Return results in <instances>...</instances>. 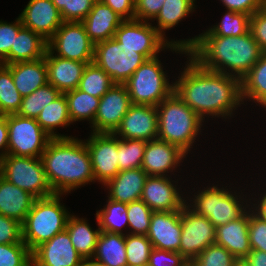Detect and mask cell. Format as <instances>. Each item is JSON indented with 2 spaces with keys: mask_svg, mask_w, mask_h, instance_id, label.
I'll list each match as a JSON object with an SVG mask.
<instances>
[{
  "mask_svg": "<svg viewBox=\"0 0 266 266\" xmlns=\"http://www.w3.org/2000/svg\"><path fill=\"white\" fill-rule=\"evenodd\" d=\"M188 58L186 68L174 83V92L201 119L206 115L232 117L233 111L242 104L241 80L206 70Z\"/></svg>",
  "mask_w": 266,
  "mask_h": 266,
  "instance_id": "1",
  "label": "cell"
},
{
  "mask_svg": "<svg viewBox=\"0 0 266 266\" xmlns=\"http://www.w3.org/2000/svg\"><path fill=\"white\" fill-rule=\"evenodd\" d=\"M170 44L187 50V56L200 67L240 80L263 53L250 31L240 36H195L186 40H172Z\"/></svg>",
  "mask_w": 266,
  "mask_h": 266,
  "instance_id": "2",
  "label": "cell"
},
{
  "mask_svg": "<svg viewBox=\"0 0 266 266\" xmlns=\"http://www.w3.org/2000/svg\"><path fill=\"white\" fill-rule=\"evenodd\" d=\"M40 158L54 194L70 193L95 182L90 153L81 139L52 138Z\"/></svg>",
  "mask_w": 266,
  "mask_h": 266,
  "instance_id": "3",
  "label": "cell"
},
{
  "mask_svg": "<svg viewBox=\"0 0 266 266\" xmlns=\"http://www.w3.org/2000/svg\"><path fill=\"white\" fill-rule=\"evenodd\" d=\"M156 107L158 111L157 139L174 144L188 154L197 135L201 132L204 120L175 92Z\"/></svg>",
  "mask_w": 266,
  "mask_h": 266,
  "instance_id": "4",
  "label": "cell"
},
{
  "mask_svg": "<svg viewBox=\"0 0 266 266\" xmlns=\"http://www.w3.org/2000/svg\"><path fill=\"white\" fill-rule=\"evenodd\" d=\"M61 194L35 199L22 227V241L31 252L66 229L70 214L60 203Z\"/></svg>",
  "mask_w": 266,
  "mask_h": 266,
  "instance_id": "5",
  "label": "cell"
},
{
  "mask_svg": "<svg viewBox=\"0 0 266 266\" xmlns=\"http://www.w3.org/2000/svg\"><path fill=\"white\" fill-rule=\"evenodd\" d=\"M158 56L146 59L124 83L131 104L157 106L174 92Z\"/></svg>",
  "mask_w": 266,
  "mask_h": 266,
  "instance_id": "6",
  "label": "cell"
},
{
  "mask_svg": "<svg viewBox=\"0 0 266 266\" xmlns=\"http://www.w3.org/2000/svg\"><path fill=\"white\" fill-rule=\"evenodd\" d=\"M227 190L226 187L224 189V187L219 188L215 185L207 186L205 190H198V194L193 195L194 198L191 200L193 205L190 203L187 206L196 214L208 218L215 228L225 225L241 217L247 211L246 208H250L247 204L248 200H243L241 195ZM243 202H246L247 206L243 205Z\"/></svg>",
  "mask_w": 266,
  "mask_h": 266,
  "instance_id": "7",
  "label": "cell"
},
{
  "mask_svg": "<svg viewBox=\"0 0 266 266\" xmlns=\"http://www.w3.org/2000/svg\"><path fill=\"white\" fill-rule=\"evenodd\" d=\"M114 38L118 41V46L124 52H138L146 59L158 56L165 48H170L176 53H184L187 50L171 45L170 42L163 37L158 30L147 21L124 20L115 32Z\"/></svg>",
  "mask_w": 266,
  "mask_h": 266,
  "instance_id": "8",
  "label": "cell"
},
{
  "mask_svg": "<svg viewBox=\"0 0 266 266\" xmlns=\"http://www.w3.org/2000/svg\"><path fill=\"white\" fill-rule=\"evenodd\" d=\"M0 175L36 199L54 195L40 157L7 154L0 160Z\"/></svg>",
  "mask_w": 266,
  "mask_h": 266,
  "instance_id": "9",
  "label": "cell"
},
{
  "mask_svg": "<svg viewBox=\"0 0 266 266\" xmlns=\"http://www.w3.org/2000/svg\"><path fill=\"white\" fill-rule=\"evenodd\" d=\"M7 154L23 157H41L52 139L34 118L17 114L7 115Z\"/></svg>",
  "mask_w": 266,
  "mask_h": 266,
  "instance_id": "10",
  "label": "cell"
},
{
  "mask_svg": "<svg viewBox=\"0 0 266 266\" xmlns=\"http://www.w3.org/2000/svg\"><path fill=\"white\" fill-rule=\"evenodd\" d=\"M146 58L138 52H124L113 37L94 45L93 62L103 69L114 83L124 84Z\"/></svg>",
  "mask_w": 266,
  "mask_h": 266,
  "instance_id": "11",
  "label": "cell"
},
{
  "mask_svg": "<svg viewBox=\"0 0 266 266\" xmlns=\"http://www.w3.org/2000/svg\"><path fill=\"white\" fill-rule=\"evenodd\" d=\"M180 219L179 253L191 262L209 245L215 244L216 228L208 218L196 214L187 204L180 210Z\"/></svg>",
  "mask_w": 266,
  "mask_h": 266,
  "instance_id": "12",
  "label": "cell"
},
{
  "mask_svg": "<svg viewBox=\"0 0 266 266\" xmlns=\"http://www.w3.org/2000/svg\"><path fill=\"white\" fill-rule=\"evenodd\" d=\"M94 43L82 22H63L48 41V49L58 57L80 62H93Z\"/></svg>",
  "mask_w": 266,
  "mask_h": 266,
  "instance_id": "13",
  "label": "cell"
},
{
  "mask_svg": "<svg viewBox=\"0 0 266 266\" xmlns=\"http://www.w3.org/2000/svg\"><path fill=\"white\" fill-rule=\"evenodd\" d=\"M85 143L90 153L95 181L105 185L120 171L118 137L113 133H92Z\"/></svg>",
  "mask_w": 266,
  "mask_h": 266,
  "instance_id": "14",
  "label": "cell"
},
{
  "mask_svg": "<svg viewBox=\"0 0 266 266\" xmlns=\"http://www.w3.org/2000/svg\"><path fill=\"white\" fill-rule=\"evenodd\" d=\"M131 105L125 84L114 85L100 98L93 133H114Z\"/></svg>",
  "mask_w": 266,
  "mask_h": 266,
  "instance_id": "15",
  "label": "cell"
},
{
  "mask_svg": "<svg viewBox=\"0 0 266 266\" xmlns=\"http://www.w3.org/2000/svg\"><path fill=\"white\" fill-rule=\"evenodd\" d=\"M121 139L155 140L158 137V111L156 106L131 104L113 133ZM119 135V136H117Z\"/></svg>",
  "mask_w": 266,
  "mask_h": 266,
  "instance_id": "16",
  "label": "cell"
},
{
  "mask_svg": "<svg viewBox=\"0 0 266 266\" xmlns=\"http://www.w3.org/2000/svg\"><path fill=\"white\" fill-rule=\"evenodd\" d=\"M83 260L66 229L32 252V266H81Z\"/></svg>",
  "mask_w": 266,
  "mask_h": 266,
  "instance_id": "17",
  "label": "cell"
},
{
  "mask_svg": "<svg viewBox=\"0 0 266 266\" xmlns=\"http://www.w3.org/2000/svg\"><path fill=\"white\" fill-rule=\"evenodd\" d=\"M169 177L148 176L142 190L141 200L152 211H176L181 210L188 202L179 193L177 185L172 183Z\"/></svg>",
  "mask_w": 266,
  "mask_h": 266,
  "instance_id": "18",
  "label": "cell"
},
{
  "mask_svg": "<svg viewBox=\"0 0 266 266\" xmlns=\"http://www.w3.org/2000/svg\"><path fill=\"white\" fill-rule=\"evenodd\" d=\"M186 155L187 153L174 144L159 139L150 140L146 143L141 168L148 176L167 177V173L180 166Z\"/></svg>",
  "mask_w": 266,
  "mask_h": 266,
  "instance_id": "19",
  "label": "cell"
},
{
  "mask_svg": "<svg viewBox=\"0 0 266 266\" xmlns=\"http://www.w3.org/2000/svg\"><path fill=\"white\" fill-rule=\"evenodd\" d=\"M22 25L49 41L64 22L51 0H30L19 15Z\"/></svg>",
  "mask_w": 266,
  "mask_h": 266,
  "instance_id": "20",
  "label": "cell"
},
{
  "mask_svg": "<svg viewBox=\"0 0 266 266\" xmlns=\"http://www.w3.org/2000/svg\"><path fill=\"white\" fill-rule=\"evenodd\" d=\"M181 232L180 210L153 211L146 236L153 248L179 252Z\"/></svg>",
  "mask_w": 266,
  "mask_h": 266,
  "instance_id": "21",
  "label": "cell"
},
{
  "mask_svg": "<svg viewBox=\"0 0 266 266\" xmlns=\"http://www.w3.org/2000/svg\"><path fill=\"white\" fill-rule=\"evenodd\" d=\"M47 49L45 62L48 70V84L53 85L62 94L78 88L83 71L88 63L64 59L53 55Z\"/></svg>",
  "mask_w": 266,
  "mask_h": 266,
  "instance_id": "22",
  "label": "cell"
},
{
  "mask_svg": "<svg viewBox=\"0 0 266 266\" xmlns=\"http://www.w3.org/2000/svg\"><path fill=\"white\" fill-rule=\"evenodd\" d=\"M248 226L249 208L238 219L216 228L215 244L226 248L237 260L244 259L251 251Z\"/></svg>",
  "mask_w": 266,
  "mask_h": 266,
  "instance_id": "23",
  "label": "cell"
},
{
  "mask_svg": "<svg viewBox=\"0 0 266 266\" xmlns=\"http://www.w3.org/2000/svg\"><path fill=\"white\" fill-rule=\"evenodd\" d=\"M123 21L108 5L97 0L82 23L90 40L96 44L112 39Z\"/></svg>",
  "mask_w": 266,
  "mask_h": 266,
  "instance_id": "24",
  "label": "cell"
},
{
  "mask_svg": "<svg viewBox=\"0 0 266 266\" xmlns=\"http://www.w3.org/2000/svg\"><path fill=\"white\" fill-rule=\"evenodd\" d=\"M12 74L13 82L22 97L48 84L45 57L35 61L16 62L5 65Z\"/></svg>",
  "mask_w": 266,
  "mask_h": 266,
  "instance_id": "25",
  "label": "cell"
},
{
  "mask_svg": "<svg viewBox=\"0 0 266 266\" xmlns=\"http://www.w3.org/2000/svg\"><path fill=\"white\" fill-rule=\"evenodd\" d=\"M148 174L142 168L119 171L105 186L108 198L117 202L131 203L141 200V194Z\"/></svg>",
  "mask_w": 266,
  "mask_h": 266,
  "instance_id": "26",
  "label": "cell"
},
{
  "mask_svg": "<svg viewBox=\"0 0 266 266\" xmlns=\"http://www.w3.org/2000/svg\"><path fill=\"white\" fill-rule=\"evenodd\" d=\"M36 198L0 175V214L23 223Z\"/></svg>",
  "mask_w": 266,
  "mask_h": 266,
  "instance_id": "27",
  "label": "cell"
},
{
  "mask_svg": "<svg viewBox=\"0 0 266 266\" xmlns=\"http://www.w3.org/2000/svg\"><path fill=\"white\" fill-rule=\"evenodd\" d=\"M48 41L31 29L22 27L8 53V64L35 61L45 57Z\"/></svg>",
  "mask_w": 266,
  "mask_h": 266,
  "instance_id": "28",
  "label": "cell"
},
{
  "mask_svg": "<svg viewBox=\"0 0 266 266\" xmlns=\"http://www.w3.org/2000/svg\"><path fill=\"white\" fill-rule=\"evenodd\" d=\"M66 230L70 235L74 248L82 258H93L101 233L99 227L94 231L84 218H78L70 214L67 220Z\"/></svg>",
  "mask_w": 266,
  "mask_h": 266,
  "instance_id": "29",
  "label": "cell"
},
{
  "mask_svg": "<svg viewBox=\"0 0 266 266\" xmlns=\"http://www.w3.org/2000/svg\"><path fill=\"white\" fill-rule=\"evenodd\" d=\"M93 259L106 266H128L125 234L101 231Z\"/></svg>",
  "mask_w": 266,
  "mask_h": 266,
  "instance_id": "30",
  "label": "cell"
},
{
  "mask_svg": "<svg viewBox=\"0 0 266 266\" xmlns=\"http://www.w3.org/2000/svg\"><path fill=\"white\" fill-rule=\"evenodd\" d=\"M241 97L243 104L244 100L251 99L266 107V53H262L260 59L241 79Z\"/></svg>",
  "mask_w": 266,
  "mask_h": 266,
  "instance_id": "31",
  "label": "cell"
},
{
  "mask_svg": "<svg viewBox=\"0 0 266 266\" xmlns=\"http://www.w3.org/2000/svg\"><path fill=\"white\" fill-rule=\"evenodd\" d=\"M42 129L52 138H69L54 132L57 127L69 126L72 122L68 112L65 94H61L53 102L44 107L36 118Z\"/></svg>",
  "mask_w": 266,
  "mask_h": 266,
  "instance_id": "32",
  "label": "cell"
},
{
  "mask_svg": "<svg viewBox=\"0 0 266 266\" xmlns=\"http://www.w3.org/2000/svg\"><path fill=\"white\" fill-rule=\"evenodd\" d=\"M196 0H165L157 16V26H154L164 37L165 30L176 26L184 17H187L195 9Z\"/></svg>",
  "mask_w": 266,
  "mask_h": 266,
  "instance_id": "33",
  "label": "cell"
},
{
  "mask_svg": "<svg viewBox=\"0 0 266 266\" xmlns=\"http://www.w3.org/2000/svg\"><path fill=\"white\" fill-rule=\"evenodd\" d=\"M68 103L71 122L87 120L94 122L100 98L91 96L78 88L64 93Z\"/></svg>",
  "mask_w": 266,
  "mask_h": 266,
  "instance_id": "34",
  "label": "cell"
},
{
  "mask_svg": "<svg viewBox=\"0 0 266 266\" xmlns=\"http://www.w3.org/2000/svg\"><path fill=\"white\" fill-rule=\"evenodd\" d=\"M96 220L101 231L124 234L121 228L128 226L127 204L108 198L105 207L96 212Z\"/></svg>",
  "mask_w": 266,
  "mask_h": 266,
  "instance_id": "35",
  "label": "cell"
},
{
  "mask_svg": "<svg viewBox=\"0 0 266 266\" xmlns=\"http://www.w3.org/2000/svg\"><path fill=\"white\" fill-rule=\"evenodd\" d=\"M62 93L53 85L46 84L45 86L36 89L33 93L22 98L20 108L17 115L25 118L36 119L42 109L53 102Z\"/></svg>",
  "mask_w": 266,
  "mask_h": 266,
  "instance_id": "36",
  "label": "cell"
},
{
  "mask_svg": "<svg viewBox=\"0 0 266 266\" xmlns=\"http://www.w3.org/2000/svg\"><path fill=\"white\" fill-rule=\"evenodd\" d=\"M220 23L210 27L199 36H240L249 32L250 16L232 10H226Z\"/></svg>",
  "mask_w": 266,
  "mask_h": 266,
  "instance_id": "37",
  "label": "cell"
},
{
  "mask_svg": "<svg viewBox=\"0 0 266 266\" xmlns=\"http://www.w3.org/2000/svg\"><path fill=\"white\" fill-rule=\"evenodd\" d=\"M113 85L111 77L94 62H91L83 71L78 89L91 96L101 98Z\"/></svg>",
  "mask_w": 266,
  "mask_h": 266,
  "instance_id": "38",
  "label": "cell"
},
{
  "mask_svg": "<svg viewBox=\"0 0 266 266\" xmlns=\"http://www.w3.org/2000/svg\"><path fill=\"white\" fill-rule=\"evenodd\" d=\"M22 98L14 85L11 71L3 65L0 68V115L17 114Z\"/></svg>",
  "mask_w": 266,
  "mask_h": 266,
  "instance_id": "39",
  "label": "cell"
},
{
  "mask_svg": "<svg viewBox=\"0 0 266 266\" xmlns=\"http://www.w3.org/2000/svg\"><path fill=\"white\" fill-rule=\"evenodd\" d=\"M147 141L118 137L119 170L141 168Z\"/></svg>",
  "mask_w": 266,
  "mask_h": 266,
  "instance_id": "40",
  "label": "cell"
},
{
  "mask_svg": "<svg viewBox=\"0 0 266 266\" xmlns=\"http://www.w3.org/2000/svg\"><path fill=\"white\" fill-rule=\"evenodd\" d=\"M125 249L128 266H145L153 246L146 235L125 233Z\"/></svg>",
  "mask_w": 266,
  "mask_h": 266,
  "instance_id": "41",
  "label": "cell"
},
{
  "mask_svg": "<svg viewBox=\"0 0 266 266\" xmlns=\"http://www.w3.org/2000/svg\"><path fill=\"white\" fill-rule=\"evenodd\" d=\"M153 211L142 201L127 204L128 227L130 234L147 235Z\"/></svg>",
  "mask_w": 266,
  "mask_h": 266,
  "instance_id": "42",
  "label": "cell"
},
{
  "mask_svg": "<svg viewBox=\"0 0 266 266\" xmlns=\"http://www.w3.org/2000/svg\"><path fill=\"white\" fill-rule=\"evenodd\" d=\"M236 261L226 248L212 244L194 258L189 266H233Z\"/></svg>",
  "mask_w": 266,
  "mask_h": 266,
  "instance_id": "43",
  "label": "cell"
},
{
  "mask_svg": "<svg viewBox=\"0 0 266 266\" xmlns=\"http://www.w3.org/2000/svg\"><path fill=\"white\" fill-rule=\"evenodd\" d=\"M64 22H82L97 0H51Z\"/></svg>",
  "mask_w": 266,
  "mask_h": 266,
  "instance_id": "44",
  "label": "cell"
},
{
  "mask_svg": "<svg viewBox=\"0 0 266 266\" xmlns=\"http://www.w3.org/2000/svg\"><path fill=\"white\" fill-rule=\"evenodd\" d=\"M0 266H32V252L25 243L0 244Z\"/></svg>",
  "mask_w": 266,
  "mask_h": 266,
  "instance_id": "45",
  "label": "cell"
},
{
  "mask_svg": "<svg viewBox=\"0 0 266 266\" xmlns=\"http://www.w3.org/2000/svg\"><path fill=\"white\" fill-rule=\"evenodd\" d=\"M22 27V21L19 16L14 23L0 21V58L3 60L4 65H8V53L12 45H14L18 31Z\"/></svg>",
  "mask_w": 266,
  "mask_h": 266,
  "instance_id": "46",
  "label": "cell"
},
{
  "mask_svg": "<svg viewBox=\"0 0 266 266\" xmlns=\"http://www.w3.org/2000/svg\"><path fill=\"white\" fill-rule=\"evenodd\" d=\"M248 235L251 250L266 252V221L259 218L251 208H249Z\"/></svg>",
  "mask_w": 266,
  "mask_h": 266,
  "instance_id": "47",
  "label": "cell"
},
{
  "mask_svg": "<svg viewBox=\"0 0 266 266\" xmlns=\"http://www.w3.org/2000/svg\"><path fill=\"white\" fill-rule=\"evenodd\" d=\"M190 262L186 260L179 252H172L153 248L148 266H189Z\"/></svg>",
  "mask_w": 266,
  "mask_h": 266,
  "instance_id": "48",
  "label": "cell"
},
{
  "mask_svg": "<svg viewBox=\"0 0 266 266\" xmlns=\"http://www.w3.org/2000/svg\"><path fill=\"white\" fill-rule=\"evenodd\" d=\"M11 243H24L21 223L0 214V244Z\"/></svg>",
  "mask_w": 266,
  "mask_h": 266,
  "instance_id": "49",
  "label": "cell"
},
{
  "mask_svg": "<svg viewBox=\"0 0 266 266\" xmlns=\"http://www.w3.org/2000/svg\"><path fill=\"white\" fill-rule=\"evenodd\" d=\"M253 39L266 53V5L250 16V29Z\"/></svg>",
  "mask_w": 266,
  "mask_h": 266,
  "instance_id": "50",
  "label": "cell"
},
{
  "mask_svg": "<svg viewBox=\"0 0 266 266\" xmlns=\"http://www.w3.org/2000/svg\"><path fill=\"white\" fill-rule=\"evenodd\" d=\"M165 0H135L134 19L149 21L154 19L163 6Z\"/></svg>",
  "mask_w": 266,
  "mask_h": 266,
  "instance_id": "51",
  "label": "cell"
},
{
  "mask_svg": "<svg viewBox=\"0 0 266 266\" xmlns=\"http://www.w3.org/2000/svg\"><path fill=\"white\" fill-rule=\"evenodd\" d=\"M226 9L251 16L266 5V0H221Z\"/></svg>",
  "mask_w": 266,
  "mask_h": 266,
  "instance_id": "52",
  "label": "cell"
},
{
  "mask_svg": "<svg viewBox=\"0 0 266 266\" xmlns=\"http://www.w3.org/2000/svg\"><path fill=\"white\" fill-rule=\"evenodd\" d=\"M108 5L123 20H134L135 0H99Z\"/></svg>",
  "mask_w": 266,
  "mask_h": 266,
  "instance_id": "53",
  "label": "cell"
},
{
  "mask_svg": "<svg viewBox=\"0 0 266 266\" xmlns=\"http://www.w3.org/2000/svg\"><path fill=\"white\" fill-rule=\"evenodd\" d=\"M8 147V126L7 115H0V160L7 155Z\"/></svg>",
  "mask_w": 266,
  "mask_h": 266,
  "instance_id": "54",
  "label": "cell"
},
{
  "mask_svg": "<svg viewBox=\"0 0 266 266\" xmlns=\"http://www.w3.org/2000/svg\"><path fill=\"white\" fill-rule=\"evenodd\" d=\"M244 260L249 266H266V252L251 250Z\"/></svg>",
  "mask_w": 266,
  "mask_h": 266,
  "instance_id": "55",
  "label": "cell"
},
{
  "mask_svg": "<svg viewBox=\"0 0 266 266\" xmlns=\"http://www.w3.org/2000/svg\"><path fill=\"white\" fill-rule=\"evenodd\" d=\"M251 209L259 218L266 221V193L257 201V204H253V207L251 205Z\"/></svg>",
  "mask_w": 266,
  "mask_h": 266,
  "instance_id": "56",
  "label": "cell"
},
{
  "mask_svg": "<svg viewBox=\"0 0 266 266\" xmlns=\"http://www.w3.org/2000/svg\"><path fill=\"white\" fill-rule=\"evenodd\" d=\"M81 266H106V265L95 261L93 258H89V259H84Z\"/></svg>",
  "mask_w": 266,
  "mask_h": 266,
  "instance_id": "57",
  "label": "cell"
},
{
  "mask_svg": "<svg viewBox=\"0 0 266 266\" xmlns=\"http://www.w3.org/2000/svg\"><path fill=\"white\" fill-rule=\"evenodd\" d=\"M233 266H249L244 259L237 260Z\"/></svg>",
  "mask_w": 266,
  "mask_h": 266,
  "instance_id": "58",
  "label": "cell"
},
{
  "mask_svg": "<svg viewBox=\"0 0 266 266\" xmlns=\"http://www.w3.org/2000/svg\"><path fill=\"white\" fill-rule=\"evenodd\" d=\"M4 65L3 60L0 58V68Z\"/></svg>",
  "mask_w": 266,
  "mask_h": 266,
  "instance_id": "59",
  "label": "cell"
}]
</instances>
